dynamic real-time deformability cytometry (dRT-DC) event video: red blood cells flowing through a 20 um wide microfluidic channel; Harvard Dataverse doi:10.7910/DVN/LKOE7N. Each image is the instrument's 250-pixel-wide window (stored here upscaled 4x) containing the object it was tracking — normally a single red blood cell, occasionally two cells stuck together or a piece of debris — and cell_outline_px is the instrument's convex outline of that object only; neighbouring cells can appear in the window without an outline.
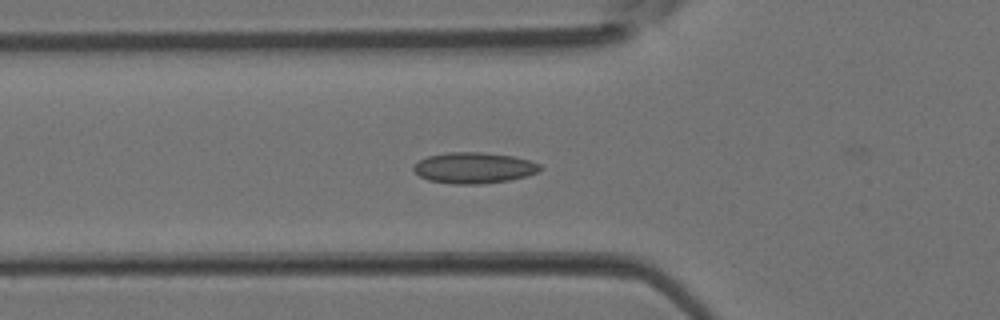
{"species": "Egyptian fruit bat (a non-hibernating species)", "species_latin": "Rousettus aegyptiacus", "temperature_condition": "room temperature", "stored_images_in_passage": 3, "camera_frame_rate_fps": 3000, "um_per_image_px": 0.085, "animal": {"sex": "female"}, "frame": {"image": 1, "passage_image": 3, "time_ms": 0.667, "image_size_px": [1000, 320], "cell_outline_px": [[540, 168], [536, 172], [524, 176], [508, 180], [480, 184], [456, 184], [428, 180], [420, 176], [412, 168], [420, 160], [428, 156], [448, 152], [484, 152], [512, 156], [528, 160], [540, 164]], "centroid_in_image_um": [40.25, 14.26], "position_along_channel_um": 85.5, "area_um2": 22.48}}